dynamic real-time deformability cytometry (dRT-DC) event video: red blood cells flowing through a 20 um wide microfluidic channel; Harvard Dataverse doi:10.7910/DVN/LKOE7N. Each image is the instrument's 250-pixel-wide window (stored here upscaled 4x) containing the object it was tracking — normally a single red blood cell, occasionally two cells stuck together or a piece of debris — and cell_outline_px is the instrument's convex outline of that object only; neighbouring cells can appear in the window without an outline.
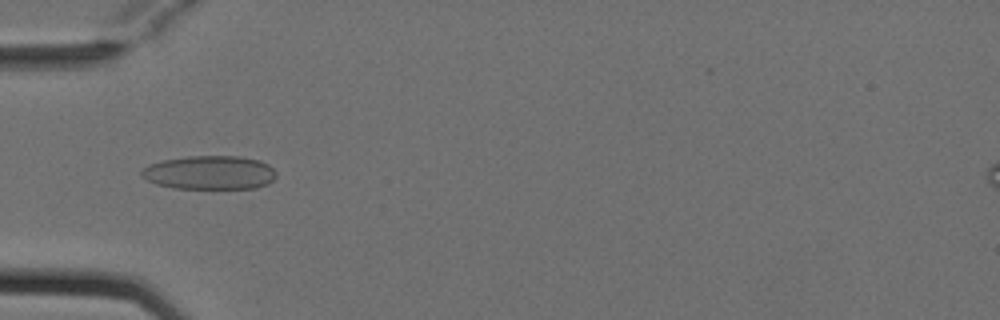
{"species": "Egyptian fruit bat (a non-hibernating species)", "species_latin": "Rousettus aegyptiacus", "temperature_condition": "cold", "stored_images_in_passage": 4, "camera_frame_rate_fps": 3000, "um_per_image_px": 0.085, "animal": {"sex": "female"}, "frame": {"image": 1, "passage_image": 2, "time_ms": 0.333, "image_size_px": [1000, 320], "cell_outline_px": [[276, 176], [268, 184], [256, 188], [172, 188], [156, 184], [140, 176], [140, 172], [148, 164], [164, 160], [188, 156], [240, 156], [260, 160], [268, 164], [276, 172]], "centroid_in_image_um": [17.82, 14.67], "position_along_channel_um": 67.2, "area_um2": 26.59}}
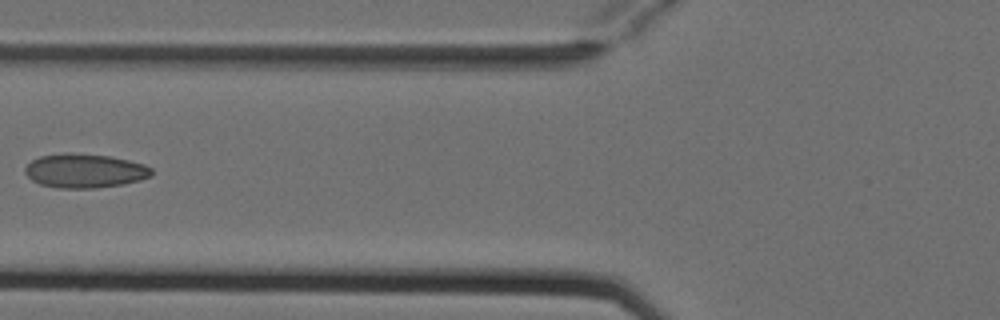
{"frame": {"image": 2, "passage_image": 3, "time_ms": 0.667, "image_size_px": [1000, 320], "cell_outline_px": [[152, 176], [140, 180], [124, 184], [92, 188], [56, 188], [40, 184], [32, 180], [24, 172], [24, 168], [32, 160], [40, 156], [64, 152], [72, 152], [108, 156], [128, 160], [144, 164], [152, 168]], "centroid_in_image_um": [7.19, 14.51], "position_along_channel_um": 118.6, "area_um2": 25.26}}
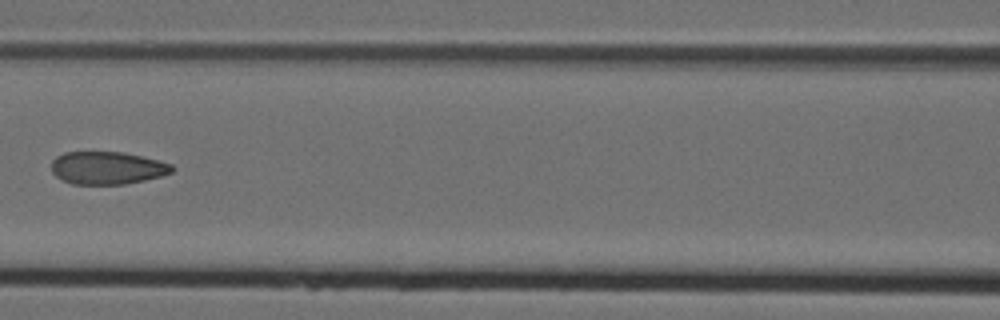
{"frame": {"image": 3, "passage_image": 4, "time_ms": 1.0, "image_size_px": [1000, 320], "cell_outline_px": [[176, 168], [172, 172], [160, 176], [144, 180], [124, 184], [72, 184], [56, 176], [52, 172], [52, 160], [56, 156], [64, 152], [124, 152], [172, 164]], "centroid_in_image_um": [9.11, 14.27], "position_along_channel_um": 157.5, "area_um2": 22.89}}